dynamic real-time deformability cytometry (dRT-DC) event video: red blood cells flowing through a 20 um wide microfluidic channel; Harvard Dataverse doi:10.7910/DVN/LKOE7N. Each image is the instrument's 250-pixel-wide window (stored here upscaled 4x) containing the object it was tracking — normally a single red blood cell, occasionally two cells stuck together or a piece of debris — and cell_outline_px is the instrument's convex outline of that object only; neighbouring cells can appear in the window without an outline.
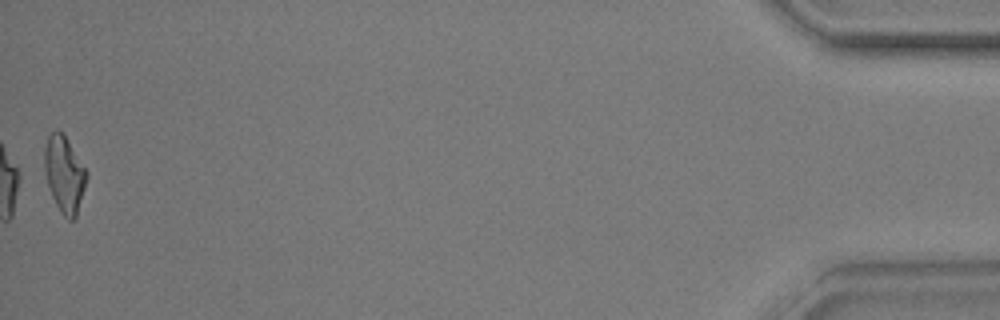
{"species": "common noctule bat (a hibernating species)", "species_latin": "Nyctalus noctula", "temperature_condition": "warm", "stored_images_in_passage": 53, "segment_of_instrument_passage": [2, 2], "camera_frame_rate_fps": 3000, "um_per_image_px": 0.085, "animal": {"sex": "male", "body_mass_g": 17.9, "forearm_length_mm": 54.2}, "frame": {"image": 1, "passage_image": 53, "time_ms": 17.333, "image_size_px": [1000, 320], "cell_outline_px": [[88, 176], [76, 216], [72, 220], [68, 220], [60, 212], [52, 196], [44, 172], [44, 148], [48, 136], [56, 128], [64, 132], [88, 172]], "centroid_in_image_um": [5.47, 14.75], "position_along_channel_um": 429.7, "area_um2": 18.96}}